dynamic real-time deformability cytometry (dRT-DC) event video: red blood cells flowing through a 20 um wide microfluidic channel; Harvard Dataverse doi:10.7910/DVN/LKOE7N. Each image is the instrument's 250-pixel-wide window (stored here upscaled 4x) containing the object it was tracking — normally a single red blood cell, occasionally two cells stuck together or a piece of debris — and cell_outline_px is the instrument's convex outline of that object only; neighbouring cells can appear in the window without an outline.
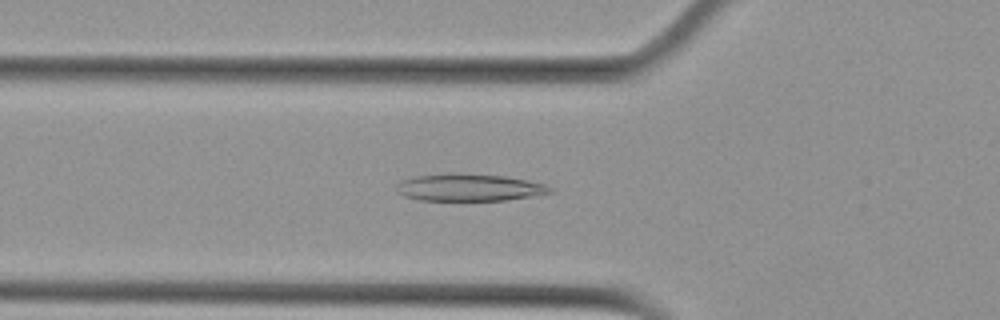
{"species": "Egyptian fruit bat (a non-hibernating species)", "species_latin": "Rousettus aegyptiacus", "temperature_condition": "cold", "stored_images_in_passage": 53, "camera_frame_rate_fps": 3000, "um_per_image_px": 0.085, "animal": {"sex": "female"}, "frame": {"image": 1, "passage_image": 18, "time_ms": 5.667, "image_size_px": [1000, 320], "cell_outline_px": [[556, 192], [532, 196], [504, 200], [420, 200], [404, 196], [396, 192], [396, 184], [400, 180], [412, 176], [448, 172], [456, 172], [504, 176], [544, 184], [556, 188]], "centroid_in_image_um": [39.84, 15.92], "position_along_channel_um": 86.0, "area_um2": 24.8}}
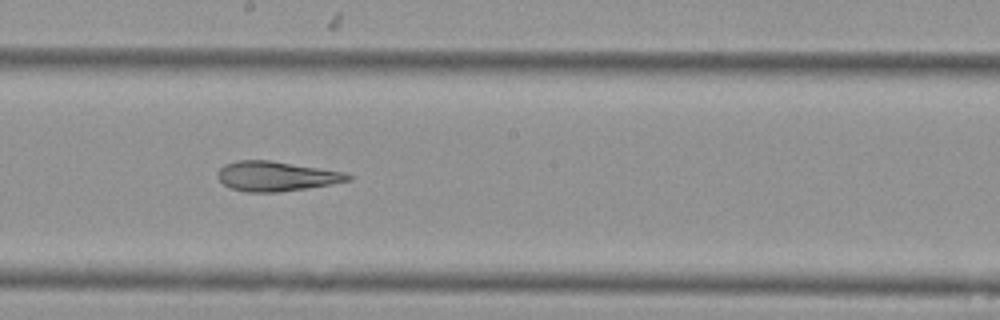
{"frame": {"image": 2, "passage_image": 29, "time_ms": 9.333, "image_size_px": [1000, 320], "cell_outline_px": [[352, 180], [280, 192], [244, 192], [232, 188], [224, 184], [216, 176], [220, 168], [224, 164], [240, 160], [268, 160], [344, 172], [352, 176]], "centroid_in_image_um": [23.44, 14.98], "position_along_channel_um": 224.8, "area_um2": 22.25}}
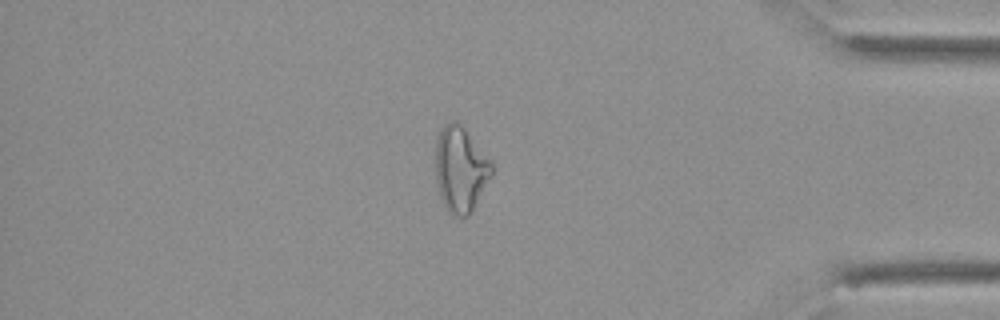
{"frame": {"image": 3, "passage_image": 45, "time_ms": 14.667, "image_size_px": [1000, 320], "cell_outline_px": [[492, 172], [468, 216], [452, 216], [448, 212], [440, 196], [436, 180], [436, 140], [444, 124], [448, 120], [452, 120], [460, 124], [464, 128], [492, 160]], "centroid_in_image_um": [39.12, 14.36], "position_along_channel_um": 396.1, "area_um2": 27.57}, "authors_computed_cell_mechanics": {"area_um2": 26.6458, "velocity_mm_per_s": 3.7747, "shape_relaxation_time_tau1_ms": null, "shape_relaxation_time_tau2_ms": 4.9027, "deformation_change_tau1": null, "deformation_change_tau2": 0.1692}}